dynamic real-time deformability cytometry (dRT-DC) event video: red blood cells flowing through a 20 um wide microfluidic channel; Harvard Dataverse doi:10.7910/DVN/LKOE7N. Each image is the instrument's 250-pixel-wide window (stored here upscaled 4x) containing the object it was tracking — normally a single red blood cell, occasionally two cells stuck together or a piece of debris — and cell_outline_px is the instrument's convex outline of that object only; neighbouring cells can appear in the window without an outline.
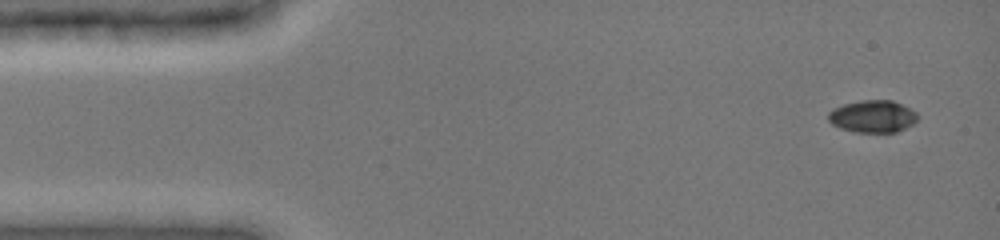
{"species": "common noctule bat (a hibernating species)", "species_latin": "Nyctalus noctula", "temperature_condition": "cold", "stored_images_in_passage": 5, "camera_frame_rate_fps": 3000, "um_per_image_px": 0.085, "animal": {"sex": "female", "body_mass_g": 19.0, "forearm_length_mm": 51.5}, "frame": {"image": 1, "passage_image": 1, "time_ms": 0.0, "image_size_px": [1000, 240], "cell_outline_px": [[920, 116], [912, 124], [896, 132], [852, 132], [840, 128], [832, 124], [828, 120], [828, 112], [832, 108], [844, 104], [860, 100], [892, 100], [916, 112]], "centroid_in_image_um": [74.14, 9.89], "position_along_channel_um": 10.9, "area_um2": 16.82}}
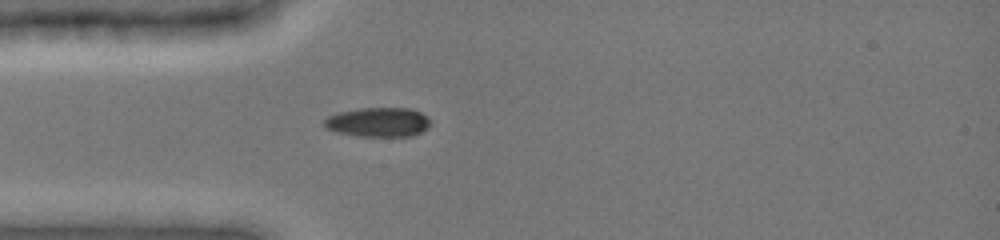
{"frame": {"image": 2, "passage_image": 5, "time_ms": 3.667, "image_size_px": [1000, 240], "cell_outline_px": [[428, 128], [412, 136], [356, 136], [336, 132], [324, 128], [324, 120], [328, 116], [340, 112], [360, 108], [408, 108], [420, 112], [428, 116]], "centroid_in_image_um": [32.12, 10.39], "position_along_channel_um": 52.9, "area_um2": 18.15}}